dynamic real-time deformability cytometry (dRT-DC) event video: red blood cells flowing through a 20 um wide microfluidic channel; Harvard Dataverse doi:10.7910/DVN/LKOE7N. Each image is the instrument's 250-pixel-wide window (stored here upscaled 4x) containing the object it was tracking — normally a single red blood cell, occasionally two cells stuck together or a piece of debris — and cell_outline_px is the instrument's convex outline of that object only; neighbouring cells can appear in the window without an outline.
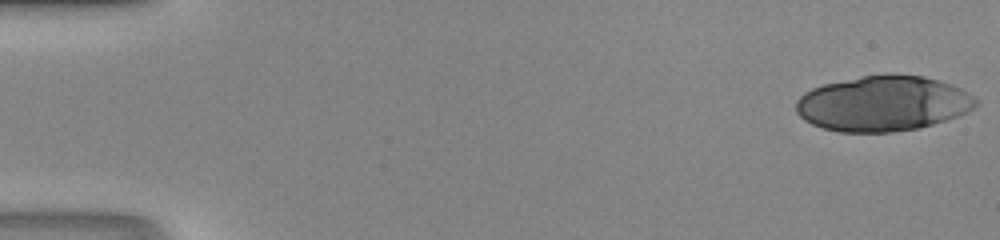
{"species": "human", "species_latin": "Homo sapiens", "temperature_condition": "room temperature", "stored_images_in_passage": 23, "camera_frame_rate_fps": 3000, "um_per_image_px": 0.085, "donor": {"sex": "male"}, "frame": {"image": 1, "passage_image": 1, "time_ms": 0.0, "image_size_px": [1000, 240], "cell_outline_px": [[980, 100], [968, 112], [932, 124], [916, 128], [892, 132], [840, 132], [824, 128], [812, 124], [804, 120], [796, 112], [796, 100], [804, 92], [812, 88], [824, 84], [860, 76], [924, 76], [952, 84], [960, 88]], "centroid_in_image_um": [75.03, 8.81], "position_along_channel_um": 10.0, "area_um2": 57.4}}
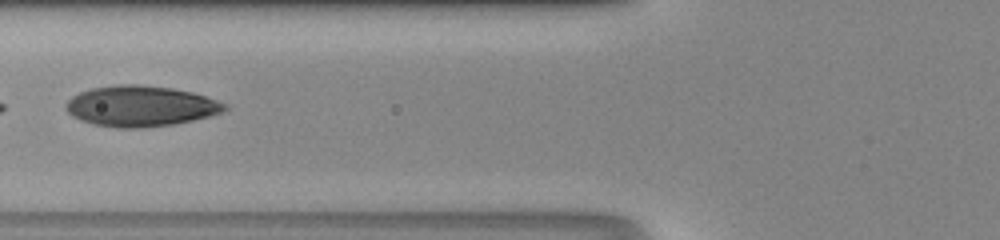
{"frame": {"image": 2, "passage_image": 20, "time_ms": 6.333, "image_size_px": [1000, 240], "cell_outline_px": [[228, 108], [224, 112], [192, 120], [172, 124], [144, 128], [116, 128], [96, 124], [80, 120], [72, 116], [64, 108], [68, 100], [72, 96], [80, 92], [92, 88], [116, 84], [140, 84], [172, 88], [192, 92], [228, 104]], "centroid_in_image_um": [11.94, 9.01], "position_along_channel_um": 113.9, "area_um2": 37.69}}